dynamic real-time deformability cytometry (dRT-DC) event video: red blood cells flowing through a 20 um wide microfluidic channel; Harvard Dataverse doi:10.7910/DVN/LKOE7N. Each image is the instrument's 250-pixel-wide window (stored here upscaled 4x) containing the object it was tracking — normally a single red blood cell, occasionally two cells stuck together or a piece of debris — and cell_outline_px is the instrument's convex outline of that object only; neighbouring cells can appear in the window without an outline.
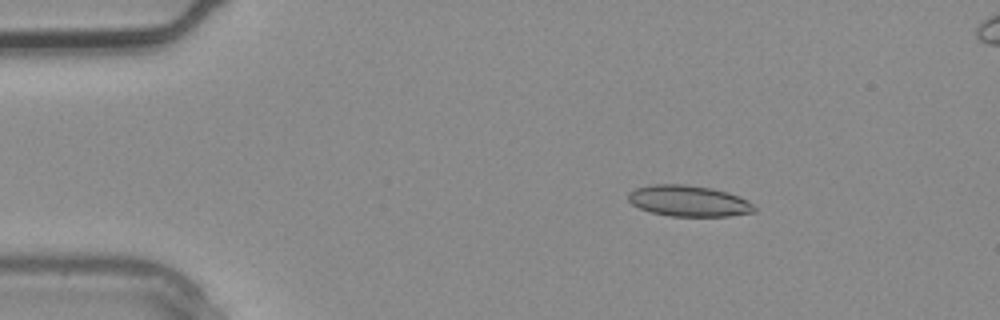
{"species": "common noctule bat (a hibernating species)", "species_latin": "Nyctalus noctula", "temperature_condition": "warm", "stored_images_in_passage": 3, "camera_frame_rate_fps": 3000, "um_per_image_px": 0.085, "animal": {"sex": "male", "body_mass_g": 20.4}, "frame": {"image": 1, "passage_image": 2, "time_ms": 0.333, "image_size_px": [1000, 320], "cell_outline_px": [[756, 212], [728, 216], [672, 216], [652, 212], [640, 208], [632, 204], [628, 200], [628, 192], [636, 188], [652, 184], [684, 184], [712, 188], [728, 192], [740, 196], [748, 200], [756, 208]], "centroid_in_image_um": [58.56, 17.07], "position_along_channel_um": 26.4, "area_um2": 22.89}}